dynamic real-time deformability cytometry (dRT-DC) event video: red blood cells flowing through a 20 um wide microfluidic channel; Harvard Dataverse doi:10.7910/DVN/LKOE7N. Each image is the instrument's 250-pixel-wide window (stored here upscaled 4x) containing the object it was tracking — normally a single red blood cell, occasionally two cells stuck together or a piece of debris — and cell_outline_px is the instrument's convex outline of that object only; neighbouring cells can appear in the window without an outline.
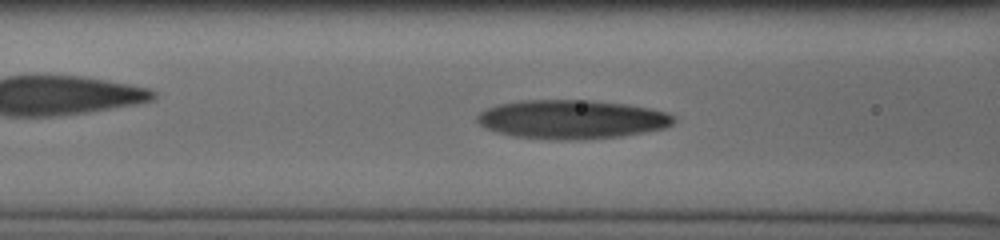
{"species": "human", "species_latin": "Homo sapiens", "temperature_condition": "cold", "stored_images_in_passage": 38, "camera_frame_rate_fps": 3000, "um_per_image_px": 0.085, "donor": {"sex": "male"}, "frame": {"image": 1, "passage_image": 14, "time_ms": 4.333, "image_size_px": [1000, 240], "cell_outline_px": [[676, 120], [672, 124], [664, 128], [644, 132], [620, 136], [580, 140], [552, 140], [512, 136], [496, 132], [484, 128], [476, 120], [476, 116], [480, 112], [488, 108], [500, 104], [520, 100], [588, 100], [628, 104], [648, 108], [664, 112], [672, 116]], "centroid_in_image_um": [48.56, 10.15], "position_along_channel_um": 118.0, "area_um2": 44.62}}
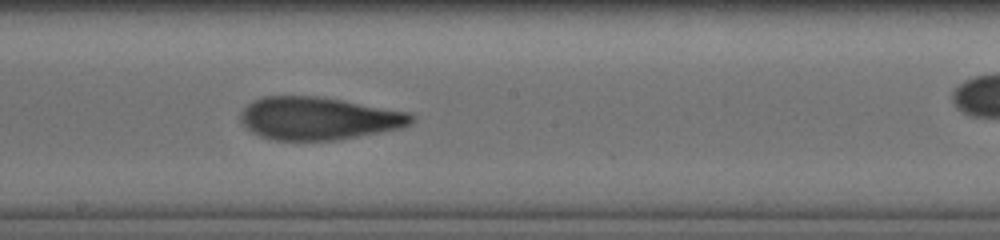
{"frame": {"image": 2, "passage_image": 22, "time_ms": 7.0, "image_size_px": [1000, 240], "cell_outline_px": [[416, 120], [412, 124], [400, 128], [380, 132], [336, 140], [276, 140], [260, 136], [252, 132], [240, 120], [240, 112], [252, 100], [264, 96], [316, 96], [340, 100], [408, 112], [416, 116]], "centroid_in_image_um": [27.07, 10.06], "position_along_channel_um": 221.1, "area_um2": 42.37}}
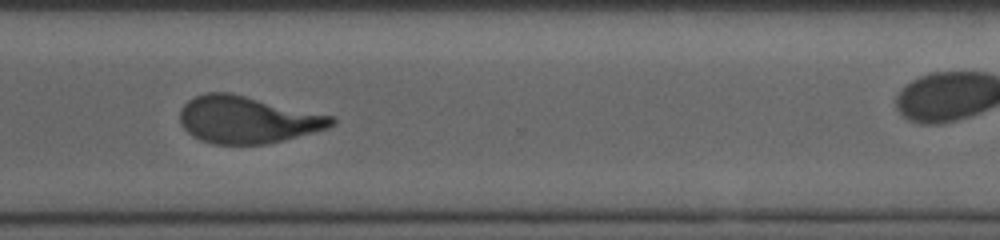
{"frame": {"image": 3, "passage_image": 32, "time_ms": 10.333, "image_size_px": [1000, 240], "cell_outline_px": [[336, 124], [328, 128], [284, 140], [264, 144], [212, 144], [200, 140], [192, 136], [184, 128], [180, 120], [180, 108], [188, 100], [196, 96], [208, 92], [232, 92], [332, 116], [336, 120]], "centroid_in_image_um": [21.01, 10.17], "position_along_channel_um": 349.6, "area_um2": 41.67}}